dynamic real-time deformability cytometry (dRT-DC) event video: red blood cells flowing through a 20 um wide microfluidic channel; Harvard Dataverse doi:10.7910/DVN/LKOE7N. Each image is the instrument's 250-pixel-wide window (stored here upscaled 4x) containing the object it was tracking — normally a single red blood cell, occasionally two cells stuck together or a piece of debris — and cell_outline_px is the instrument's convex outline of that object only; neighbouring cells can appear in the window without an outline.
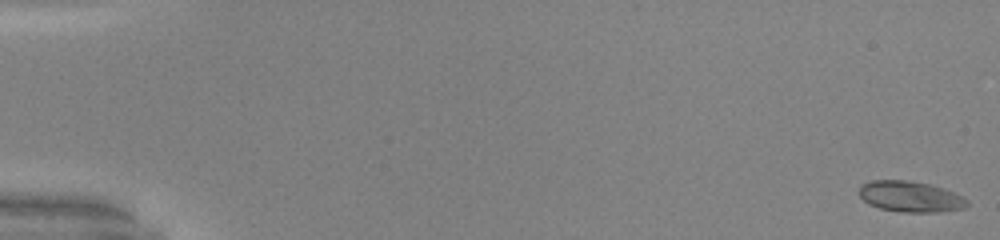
{"species": "common noctule bat (a hibernating species)", "species_latin": "Nyctalus noctula", "temperature_condition": "warm", "stored_images_in_passage": 52, "camera_frame_rate_fps": 3000, "um_per_image_px": 0.085, "animal": {"sex": "male", "body_mass_g": 20.0, "forearm_length_mm": 53.3}, "frame": {"image": 1, "passage_image": 1, "time_ms": 0.0, "image_size_px": [1000, 240], "cell_outline_px": [[968, 204], [964, 208], [940, 212], [900, 212], [880, 208], [868, 204], [860, 196], [860, 188], [864, 184], [872, 180], [904, 180], [928, 184], [952, 192], [968, 200]], "centroid_in_image_um": [77.37, 16.73], "position_along_channel_um": 7.6, "area_um2": 19.07}}
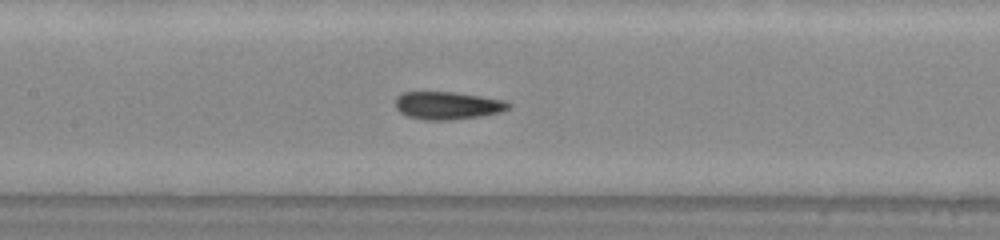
{"frame": {"image": 2, "passage_image": 26, "time_ms": 8.333, "image_size_px": [1000, 240], "cell_outline_px": [[512, 104], [508, 108], [500, 112], [480, 116], [452, 120], [424, 120], [408, 116], [400, 112], [396, 108], [396, 96], [404, 92], [452, 92], [480, 96], [504, 100]], "centroid_in_image_um": [38.03, 8.97], "position_along_channel_um": 169.4, "area_um2": 18.21}}
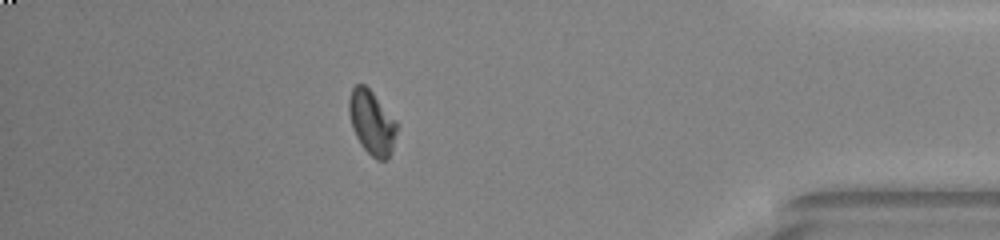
{"frame": {"image": 3, "passage_image": 46, "time_ms": 15.0, "image_size_px": [1000, 240], "cell_outline_px": [[396, 132], [392, 148], [388, 156], [384, 160], [376, 160], [360, 144], [352, 128], [348, 112], [348, 100], [352, 88], [356, 84], [364, 84], [372, 92], [396, 120]], "centroid_in_image_um": [31.57, 10.39], "position_along_channel_um": 403.6, "area_um2": 17.63}, "authors_computed_cell_mechanics": {"area_um2": 18.2359, "velocity_mm_per_s": 4.0724, "shape_relaxation_time_tau1_ms": 3.1026, "shape_relaxation_time_tau2_ms": 0.8199, "deformation_change_tau1": 0.1162, "deformation_change_tau2": 0.0506}}